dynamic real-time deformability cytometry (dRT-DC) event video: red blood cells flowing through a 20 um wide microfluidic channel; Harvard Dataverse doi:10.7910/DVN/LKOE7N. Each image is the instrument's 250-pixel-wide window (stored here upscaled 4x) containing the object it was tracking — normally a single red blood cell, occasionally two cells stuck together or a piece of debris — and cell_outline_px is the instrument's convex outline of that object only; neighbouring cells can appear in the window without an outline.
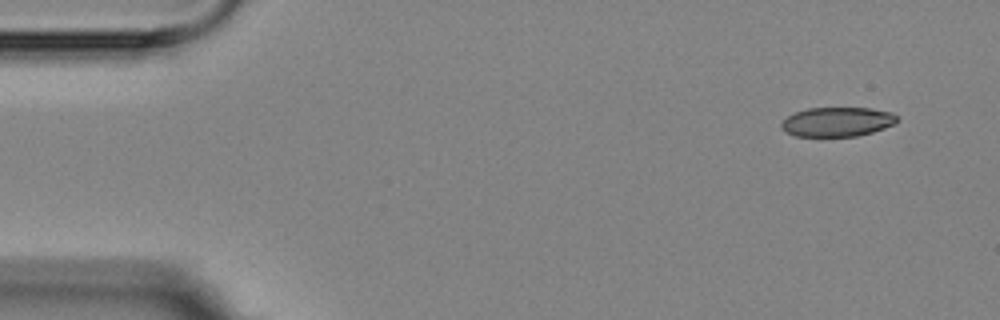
{"species": "Egyptian fruit bat (a non-hibernating species)", "species_latin": "Rousettus aegyptiacus", "temperature_condition": "room temperature", "stored_images_in_passage": 7, "camera_frame_rate_fps": 3000, "um_per_image_px": 0.085, "animal": {"sex": "female"}, "frame": {"image": 1, "passage_image": 1, "time_ms": 0.0, "image_size_px": [1000, 320], "cell_outline_px": [[900, 120], [896, 124], [872, 132], [856, 136], [796, 136], [784, 132], [780, 128], [780, 124], [788, 116], [796, 112], [808, 108], [872, 108], [892, 112]], "centroid_in_image_um": [71.18, 10.35], "position_along_channel_um": 13.8, "area_um2": 19.94}}
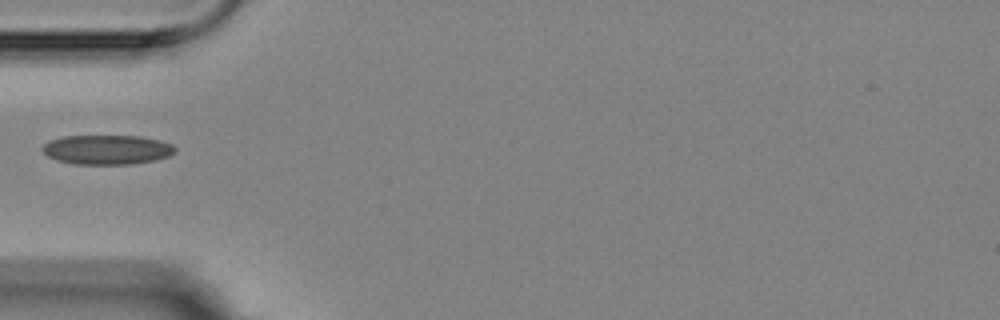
{"frame": {"image": 2, "passage_image": 5, "time_ms": 4.667, "image_size_px": [1000, 320], "cell_outline_px": [[176, 152], [168, 156], [156, 160], [132, 164], [72, 164], [56, 160], [48, 156], [40, 148], [48, 140], [64, 136], [140, 136], [160, 140], [172, 144], [176, 148]], "centroid_in_image_um": [9.09, 12.72], "position_along_channel_um": 75.9, "area_um2": 23.0}}
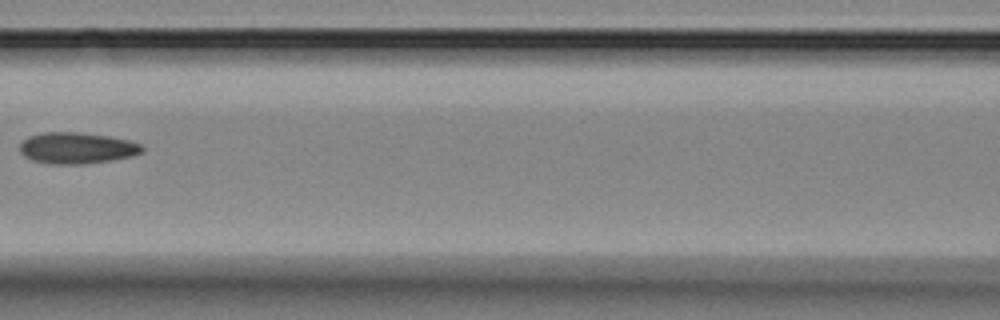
{"frame": {"image": 3, "passage_image": 7, "time_ms": 7.0, "image_size_px": [1000, 320], "cell_outline_px": [[144, 152], [132, 156], [112, 160], [84, 164], [52, 164], [32, 160], [24, 156], [20, 152], [20, 144], [28, 136], [44, 132], [80, 132], [108, 136], [128, 140], [140, 144], [144, 148]], "centroid_in_image_um": [6.54, 12.58], "position_along_channel_um": 160.1, "area_um2": 22.37}}